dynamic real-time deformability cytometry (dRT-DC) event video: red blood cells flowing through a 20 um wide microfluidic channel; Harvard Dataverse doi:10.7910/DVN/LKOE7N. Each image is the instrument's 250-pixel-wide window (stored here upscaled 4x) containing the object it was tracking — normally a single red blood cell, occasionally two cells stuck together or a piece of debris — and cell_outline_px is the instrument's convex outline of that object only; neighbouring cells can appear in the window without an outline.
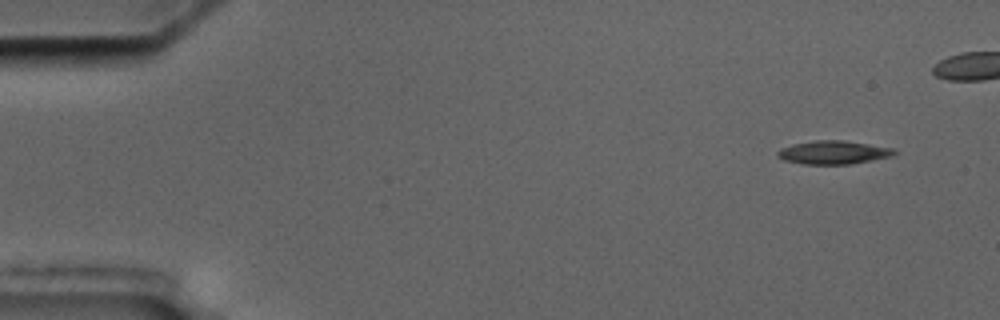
{"species": "common noctule bat (a hibernating species)", "species_latin": "Nyctalus noctula", "temperature_condition": "cold", "stored_images_in_passage": 5, "camera_frame_rate_fps": 3000, "um_per_image_px": 0.085, "animal": {"sex": "male", "body_mass_g": 17.5, "forearm_length_mm": 52.3}, "frame": {"image": 1, "passage_image": 1, "time_ms": 0.0, "image_size_px": [1000, 320], "cell_outline_px": [[896, 152], [892, 156], [872, 160], [848, 164], [804, 164], [784, 160], [776, 156], [776, 152], [780, 148], [792, 144], [816, 140], [844, 140], [896, 148]], "centroid_in_image_um": [70.83, 12.95], "position_along_channel_um": 14.2, "area_um2": 16.01}}
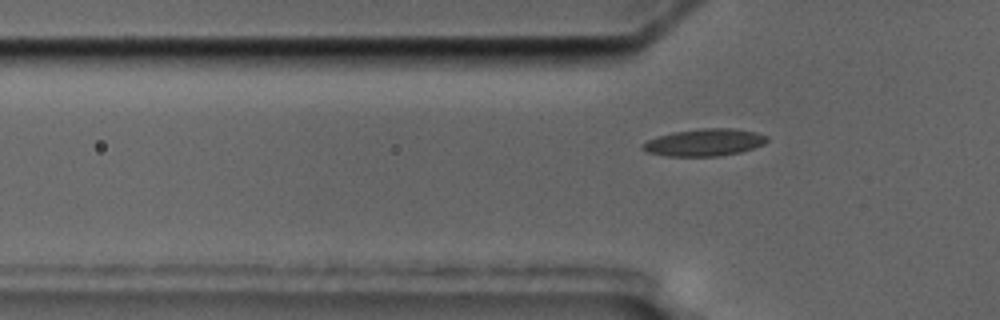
{"frame": {"image": 2, "passage_image": 5, "time_ms": 7.0, "image_size_px": [1000, 320], "cell_outline_px": [[768, 140], [764, 144], [740, 152], [720, 156], [668, 156], [648, 152], [640, 148], [640, 144], [656, 136], [672, 132], [696, 128], [732, 128], [756, 132], [768, 136]], "centroid_in_image_um": [59.85, 12.09], "position_along_channel_um": 66.0, "area_um2": 19.88}}